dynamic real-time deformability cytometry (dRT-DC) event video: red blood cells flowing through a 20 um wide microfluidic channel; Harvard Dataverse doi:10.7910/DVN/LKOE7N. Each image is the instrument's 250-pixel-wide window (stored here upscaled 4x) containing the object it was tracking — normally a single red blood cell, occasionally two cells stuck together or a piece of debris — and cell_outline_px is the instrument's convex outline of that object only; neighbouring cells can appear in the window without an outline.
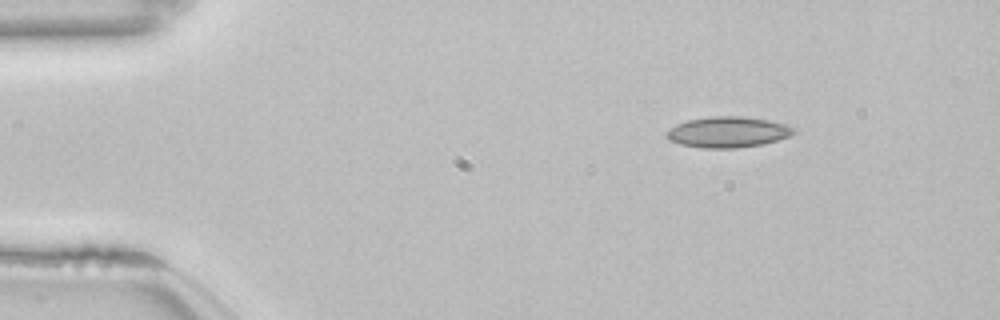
{"species": "common noctule bat (a hibernating species)", "species_latin": "Nyctalus noctula", "temperature_condition": "room temperature", "stored_images_in_passage": 47, "camera_frame_rate_fps": 3000, "um_per_image_px": 0.085, "animal": {"sex": "female", "body_mass_g": 22.7, "forearm_length_mm": 54.2}, "frame": {"image": 1, "passage_image": 1, "time_ms": 0.0, "image_size_px": [1000, 320], "cell_outline_px": [[800, 132], [792, 136], [764, 144], [736, 148], [700, 148], [680, 144], [668, 140], [664, 136], [664, 132], [668, 128], [676, 124], [688, 120], [712, 116], [744, 116], [768, 120], [788, 124], [800, 128]], "centroid_in_image_um": [61.93, 11.22], "position_along_channel_um": 23.1, "area_um2": 23.58}}
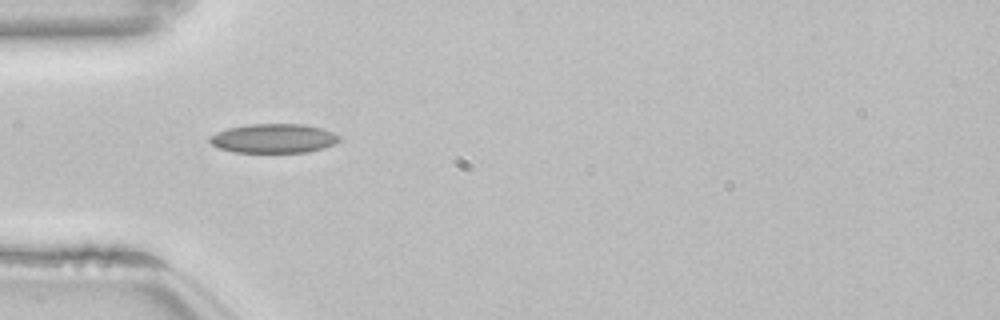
{"frame": {"image": 2, "passage_image": 10, "time_ms": 3.0, "image_size_px": [1000, 320], "cell_outline_px": [[340, 140], [324, 148], [308, 152], [232, 152], [220, 148], [212, 144], [208, 140], [208, 136], [216, 132], [228, 128], [248, 124], [304, 124], [324, 128], [340, 136]], "centroid_in_image_um": [23.25, 11.76], "position_along_channel_um": 61.7, "area_um2": 22.14}}
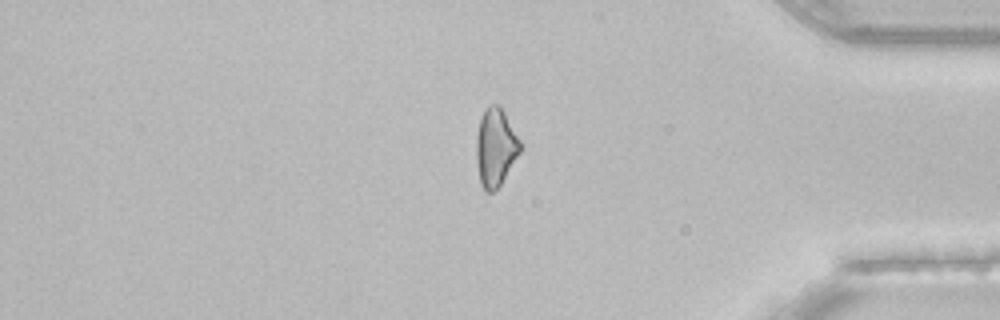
{"frame": {"image": 3, "passage_image": 38, "time_ms": 12.333, "image_size_px": [1000, 320], "cell_outline_px": [[524, 144], [520, 152], [500, 184], [492, 192], [484, 192], [480, 184], [476, 164], [476, 136], [480, 120], [484, 108], [488, 104], [500, 104]], "centroid_in_image_um": [42.13, 12.48], "position_along_channel_um": 393.1, "area_um2": 20.4}, "authors_computed_cell_mechanics": {"area_um2": 20.519, "velocity_mm_per_s": 3.858, "shape_relaxation_time_tau1_ms": null, "shape_relaxation_time_tau2_ms": 5.1747, "deformation_change_tau1": null, "deformation_change_tau2": 0.133}}